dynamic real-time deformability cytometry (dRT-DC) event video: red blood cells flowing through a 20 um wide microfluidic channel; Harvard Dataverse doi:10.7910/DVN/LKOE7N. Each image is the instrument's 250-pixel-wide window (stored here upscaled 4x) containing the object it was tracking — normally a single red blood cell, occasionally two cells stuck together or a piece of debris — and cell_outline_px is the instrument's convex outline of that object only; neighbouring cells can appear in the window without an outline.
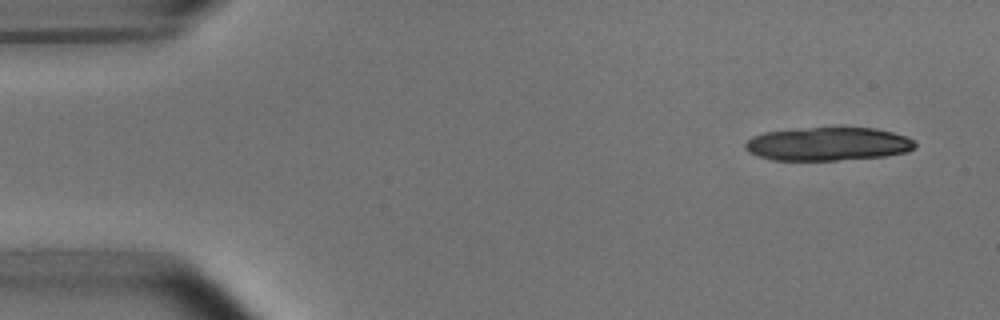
{"species": "common noctule bat (a hibernating species)", "species_latin": "Nyctalus noctula", "temperature_condition": "room temperature", "stored_images_in_passage": 4, "camera_frame_rate_fps": 3000, "um_per_image_px": 0.085, "animal": {"sex": "male", "body_mass_g": 15.6}, "frame": {"image": 1, "passage_image": 1, "time_ms": 0.0, "image_size_px": [1000, 320], "cell_outline_px": [[916, 148], [908, 152], [884, 156], [836, 160], [772, 160], [756, 156], [748, 152], [744, 148], [744, 144], [752, 136], [764, 132], [808, 128], [876, 128], [908, 136], [916, 144]], "centroid_in_image_um": [70.37, 12.24], "position_along_channel_um": 14.6, "area_um2": 33.12}}